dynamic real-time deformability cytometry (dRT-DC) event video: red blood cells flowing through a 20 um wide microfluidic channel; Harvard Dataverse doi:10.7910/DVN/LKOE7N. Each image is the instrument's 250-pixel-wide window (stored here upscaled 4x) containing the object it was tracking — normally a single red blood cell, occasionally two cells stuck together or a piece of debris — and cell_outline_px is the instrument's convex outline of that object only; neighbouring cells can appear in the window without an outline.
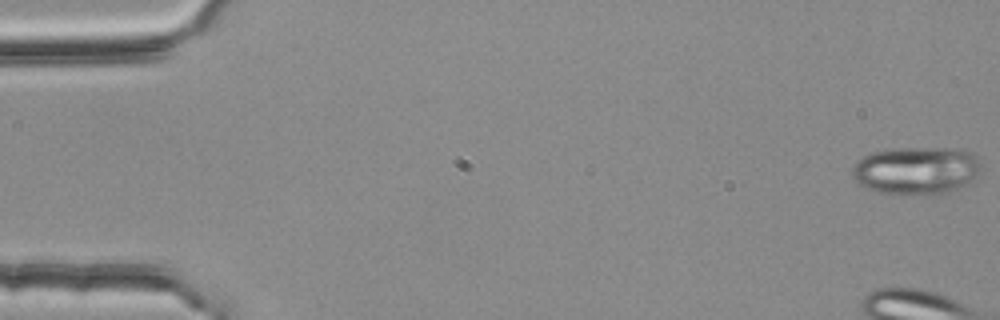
{"species": "common noctule bat (a hibernating species)", "species_latin": "Nyctalus noctula", "temperature_condition": "room temperature", "stored_images_in_passage": 55, "segment_of_instrument_passage": [1, 2], "camera_frame_rate_fps": 3000, "um_per_image_px": 0.085, "animal": {"sex": "female", "body_mass_g": 25.1}, "frame": {"image": 1, "passage_image": 1, "time_ms": 0.0, "image_size_px": [1000, 320], "cell_outline_px": [[980, 172], [968, 184], [952, 192], [936, 196], [932, 196], [880, 192], [868, 188], [860, 184], [852, 176], [852, 168], [864, 156], [872, 152], [892, 148], [960, 148], [972, 152], [980, 160]], "centroid_in_image_um": [77.96, 14.5], "position_along_channel_um": 7.0, "area_um2": 36.41}}